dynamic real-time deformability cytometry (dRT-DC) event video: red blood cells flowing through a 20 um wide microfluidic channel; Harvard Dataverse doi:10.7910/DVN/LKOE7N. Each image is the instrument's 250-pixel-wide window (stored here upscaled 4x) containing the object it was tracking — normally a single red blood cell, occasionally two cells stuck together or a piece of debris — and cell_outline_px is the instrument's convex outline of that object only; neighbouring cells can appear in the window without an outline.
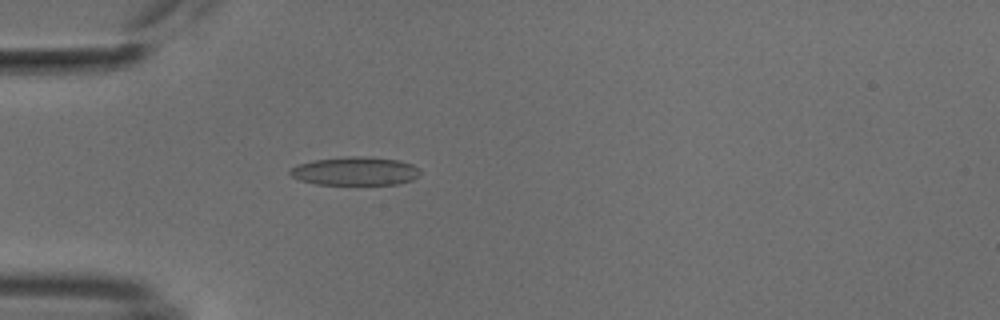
{"species": "common noctule bat (a hibernating species)", "species_latin": "Nyctalus noctula", "temperature_condition": "cold", "stored_images_in_passage": 40, "camera_frame_rate_fps": 3000, "um_per_image_px": 0.085, "animal": {"sex": "male", "body_mass_g": 18.8}, "frame": {"image": 1, "passage_image": 3, "time_ms": 0.667, "image_size_px": [1000, 320], "cell_outline_px": [[420, 176], [412, 180], [396, 184], [316, 184], [300, 180], [292, 176], [288, 172], [288, 168], [296, 164], [312, 160], [344, 156], [364, 156], [400, 160], [412, 164], [420, 168]], "centroid_in_image_um": [30.17, 14.53], "position_along_channel_um": 54.8, "area_um2": 21.91}}
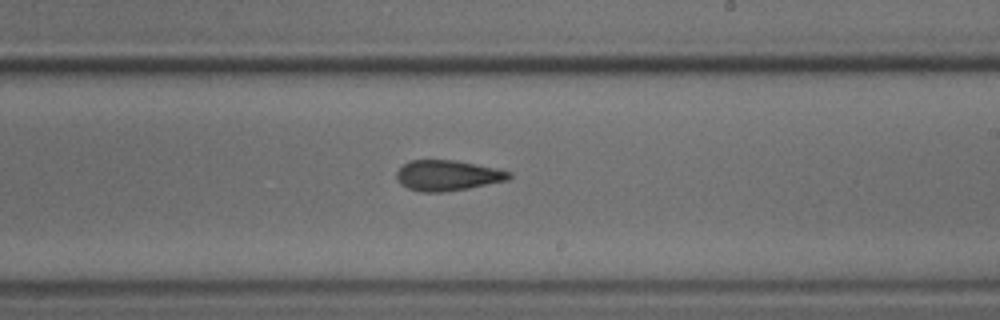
{"frame": {"image": 2, "passage_image": 19, "time_ms": 6.0, "image_size_px": [1000, 320], "cell_outline_px": [[512, 176], [508, 180], [468, 188], [444, 192], [420, 192], [408, 188], [400, 184], [396, 180], [396, 172], [404, 164], [412, 160], [452, 160], [476, 164], [496, 168], [512, 172]], "centroid_in_image_um": [38.03, 14.92], "position_along_channel_um": 251.0, "area_um2": 20.0}}
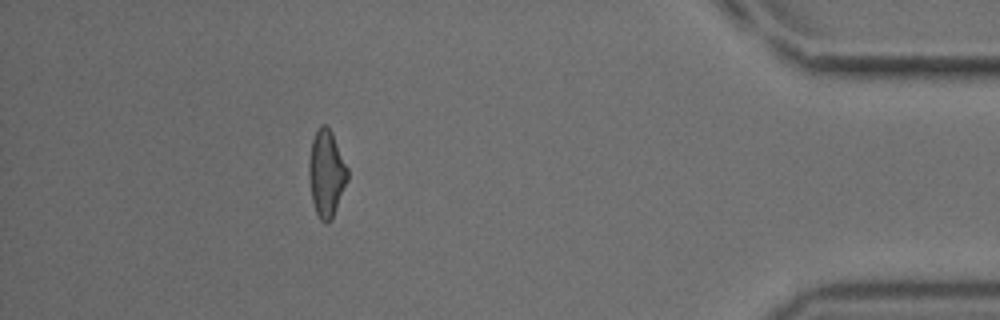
{"frame": {"image": 3, "passage_image": 35, "time_ms": 11.333, "image_size_px": [1000, 320], "cell_outline_px": [[348, 180], [332, 220], [328, 224], [324, 224], [320, 220], [316, 212], [312, 200], [308, 176], [308, 164], [312, 140], [316, 128], [320, 124], [324, 124], [332, 132], [348, 168]], "centroid_in_image_um": [27.74, 14.76], "position_along_channel_um": 407.5, "area_um2": 19.83}, "authors_computed_cell_mechanics": {"area_um2": 19.9699, "velocity_mm_per_s": 3.8063, "shape_relaxation_time_tau1_ms": 10.2011, "shape_relaxation_time_tau2_ms": 3.7414, "deformation_change_tau1": 0.1876, "deformation_change_tau2": 0.1281}}